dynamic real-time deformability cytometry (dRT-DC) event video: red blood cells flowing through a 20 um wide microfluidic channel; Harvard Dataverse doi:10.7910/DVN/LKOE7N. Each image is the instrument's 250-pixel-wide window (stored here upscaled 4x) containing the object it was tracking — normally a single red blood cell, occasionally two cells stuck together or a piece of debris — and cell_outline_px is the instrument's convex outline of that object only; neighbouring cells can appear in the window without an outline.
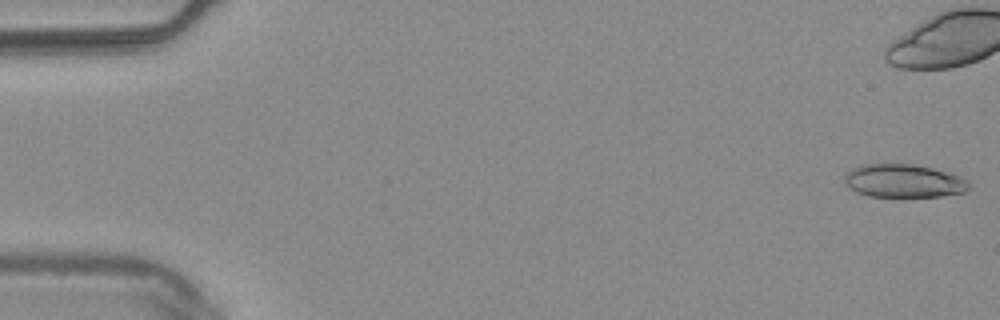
{"species": "common noctule bat (a hibernating species)", "species_latin": "Nyctalus noctula", "temperature_condition": "warm", "stored_images_in_passage": 43, "camera_frame_rate_fps": 3000, "um_per_image_px": 0.085, "animal": {"sex": "male", "body_mass_g": 20.4}, "frame": {"image": 1, "passage_image": 1, "time_ms": 0.0, "image_size_px": [1000, 320], "cell_outline_px": [[972, 184], [964, 192], [940, 196], [904, 200], [868, 196], [856, 192], [848, 188], [844, 180], [844, 176], [852, 168], [860, 164], [916, 164], [948, 172], [960, 176], [968, 180]], "centroid_in_image_um": [76.81, 15.42], "position_along_channel_um": 8.2, "area_um2": 25.26}}
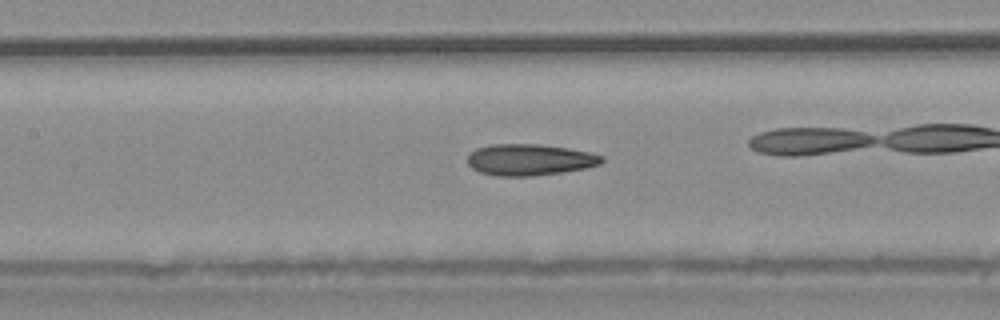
{"frame": {"image": 2, "passage_image": 25, "time_ms": 8.0, "image_size_px": [1000, 320], "cell_outline_px": [[604, 160], [600, 164], [584, 168], [564, 172], [532, 176], [496, 176], [480, 172], [472, 168], [468, 164], [468, 156], [476, 148], [492, 144], [536, 144], [568, 148], [592, 152], [604, 156]], "centroid_in_image_um": [45.04, 13.58], "position_along_channel_um": 162.4, "area_um2": 24.62}}